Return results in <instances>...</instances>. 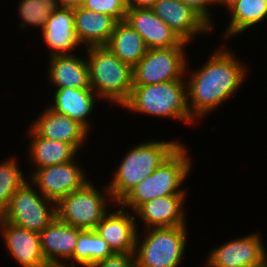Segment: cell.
<instances>
[{
  "label": "cell",
  "mask_w": 267,
  "mask_h": 267,
  "mask_svg": "<svg viewBox=\"0 0 267 267\" xmlns=\"http://www.w3.org/2000/svg\"><path fill=\"white\" fill-rule=\"evenodd\" d=\"M187 197L188 195H167L145 202L134 212L137 229L141 223H144L143 229L188 224L185 207Z\"/></svg>",
  "instance_id": "9a60e30c"
},
{
  "label": "cell",
  "mask_w": 267,
  "mask_h": 267,
  "mask_svg": "<svg viewBox=\"0 0 267 267\" xmlns=\"http://www.w3.org/2000/svg\"><path fill=\"white\" fill-rule=\"evenodd\" d=\"M52 102L46 104L58 114L68 116L81 124L89 133L93 128L91 115L97 101H101L92 89L59 88L53 90ZM98 98V99H97Z\"/></svg>",
  "instance_id": "ffe728a7"
},
{
  "label": "cell",
  "mask_w": 267,
  "mask_h": 267,
  "mask_svg": "<svg viewBox=\"0 0 267 267\" xmlns=\"http://www.w3.org/2000/svg\"><path fill=\"white\" fill-rule=\"evenodd\" d=\"M125 21L143 38L148 49L177 47L183 42L150 8L128 9Z\"/></svg>",
  "instance_id": "d6986e66"
},
{
  "label": "cell",
  "mask_w": 267,
  "mask_h": 267,
  "mask_svg": "<svg viewBox=\"0 0 267 267\" xmlns=\"http://www.w3.org/2000/svg\"><path fill=\"white\" fill-rule=\"evenodd\" d=\"M245 267H267V266H245Z\"/></svg>",
  "instance_id": "d590c367"
},
{
  "label": "cell",
  "mask_w": 267,
  "mask_h": 267,
  "mask_svg": "<svg viewBox=\"0 0 267 267\" xmlns=\"http://www.w3.org/2000/svg\"><path fill=\"white\" fill-rule=\"evenodd\" d=\"M0 236L20 267H50L41 250L39 233L16 226L0 216Z\"/></svg>",
  "instance_id": "5bb4252c"
},
{
  "label": "cell",
  "mask_w": 267,
  "mask_h": 267,
  "mask_svg": "<svg viewBox=\"0 0 267 267\" xmlns=\"http://www.w3.org/2000/svg\"><path fill=\"white\" fill-rule=\"evenodd\" d=\"M75 35L84 48L106 46L117 21L109 15L97 13L82 6L74 8Z\"/></svg>",
  "instance_id": "603a6c76"
},
{
  "label": "cell",
  "mask_w": 267,
  "mask_h": 267,
  "mask_svg": "<svg viewBox=\"0 0 267 267\" xmlns=\"http://www.w3.org/2000/svg\"><path fill=\"white\" fill-rule=\"evenodd\" d=\"M19 157H10L0 161V215L9 206L15 191L20 188L27 180L28 174H24ZM21 169V170H20Z\"/></svg>",
  "instance_id": "4316f807"
},
{
  "label": "cell",
  "mask_w": 267,
  "mask_h": 267,
  "mask_svg": "<svg viewBox=\"0 0 267 267\" xmlns=\"http://www.w3.org/2000/svg\"><path fill=\"white\" fill-rule=\"evenodd\" d=\"M111 204L116 203L107 184L100 189L91 180L56 203V217L79 229L95 230L97 224L111 210Z\"/></svg>",
  "instance_id": "52a82bcc"
},
{
  "label": "cell",
  "mask_w": 267,
  "mask_h": 267,
  "mask_svg": "<svg viewBox=\"0 0 267 267\" xmlns=\"http://www.w3.org/2000/svg\"><path fill=\"white\" fill-rule=\"evenodd\" d=\"M82 7L112 16L117 22L125 20L128 10L126 0H84Z\"/></svg>",
  "instance_id": "f1b7e54d"
},
{
  "label": "cell",
  "mask_w": 267,
  "mask_h": 267,
  "mask_svg": "<svg viewBox=\"0 0 267 267\" xmlns=\"http://www.w3.org/2000/svg\"><path fill=\"white\" fill-rule=\"evenodd\" d=\"M188 45L183 41L177 47L147 49L146 54L132 68L133 86L186 80Z\"/></svg>",
  "instance_id": "9c48e42d"
},
{
  "label": "cell",
  "mask_w": 267,
  "mask_h": 267,
  "mask_svg": "<svg viewBox=\"0 0 267 267\" xmlns=\"http://www.w3.org/2000/svg\"><path fill=\"white\" fill-rule=\"evenodd\" d=\"M84 0H57V6L76 8L82 6Z\"/></svg>",
  "instance_id": "d6a6232c"
},
{
  "label": "cell",
  "mask_w": 267,
  "mask_h": 267,
  "mask_svg": "<svg viewBox=\"0 0 267 267\" xmlns=\"http://www.w3.org/2000/svg\"><path fill=\"white\" fill-rule=\"evenodd\" d=\"M78 54L55 55L49 57L48 82L54 90L59 88L92 89L89 82V68L84 57Z\"/></svg>",
  "instance_id": "44dd1931"
},
{
  "label": "cell",
  "mask_w": 267,
  "mask_h": 267,
  "mask_svg": "<svg viewBox=\"0 0 267 267\" xmlns=\"http://www.w3.org/2000/svg\"><path fill=\"white\" fill-rule=\"evenodd\" d=\"M182 143L180 140H147L130 146L115 169L107 187L117 204L132 188L166 160Z\"/></svg>",
  "instance_id": "3957f363"
},
{
  "label": "cell",
  "mask_w": 267,
  "mask_h": 267,
  "mask_svg": "<svg viewBox=\"0 0 267 267\" xmlns=\"http://www.w3.org/2000/svg\"><path fill=\"white\" fill-rule=\"evenodd\" d=\"M30 122V127L43 138L71 144L78 152L88 141L89 133L81 124L66 115L58 114L47 105Z\"/></svg>",
  "instance_id": "e0dca14e"
},
{
  "label": "cell",
  "mask_w": 267,
  "mask_h": 267,
  "mask_svg": "<svg viewBox=\"0 0 267 267\" xmlns=\"http://www.w3.org/2000/svg\"><path fill=\"white\" fill-rule=\"evenodd\" d=\"M121 108L139 115L178 120L190 126L197 123L187 107L186 80L133 86L129 99Z\"/></svg>",
  "instance_id": "277c9868"
},
{
  "label": "cell",
  "mask_w": 267,
  "mask_h": 267,
  "mask_svg": "<svg viewBox=\"0 0 267 267\" xmlns=\"http://www.w3.org/2000/svg\"><path fill=\"white\" fill-rule=\"evenodd\" d=\"M181 3L195 11L213 30L216 23L212 9L215 6V0H179ZM211 8V9H210ZM215 23V24H214ZM214 26V27H213Z\"/></svg>",
  "instance_id": "f546056e"
},
{
  "label": "cell",
  "mask_w": 267,
  "mask_h": 267,
  "mask_svg": "<svg viewBox=\"0 0 267 267\" xmlns=\"http://www.w3.org/2000/svg\"><path fill=\"white\" fill-rule=\"evenodd\" d=\"M106 47L132 68L148 49L143 38L125 20L116 23Z\"/></svg>",
  "instance_id": "d4e9b609"
},
{
  "label": "cell",
  "mask_w": 267,
  "mask_h": 267,
  "mask_svg": "<svg viewBox=\"0 0 267 267\" xmlns=\"http://www.w3.org/2000/svg\"><path fill=\"white\" fill-rule=\"evenodd\" d=\"M113 208L115 210L109 211L103 217L95 231L108 243L114 253H134L138 231L135 213L117 204L113 205Z\"/></svg>",
  "instance_id": "ac0fdd59"
},
{
  "label": "cell",
  "mask_w": 267,
  "mask_h": 267,
  "mask_svg": "<svg viewBox=\"0 0 267 267\" xmlns=\"http://www.w3.org/2000/svg\"><path fill=\"white\" fill-rule=\"evenodd\" d=\"M89 68L90 87L103 101L122 106L133 88L132 67L106 46L83 48Z\"/></svg>",
  "instance_id": "5b68a950"
},
{
  "label": "cell",
  "mask_w": 267,
  "mask_h": 267,
  "mask_svg": "<svg viewBox=\"0 0 267 267\" xmlns=\"http://www.w3.org/2000/svg\"><path fill=\"white\" fill-rule=\"evenodd\" d=\"M262 234L249 233L219 244L209 251L205 267L267 266V248Z\"/></svg>",
  "instance_id": "8fae6325"
},
{
  "label": "cell",
  "mask_w": 267,
  "mask_h": 267,
  "mask_svg": "<svg viewBox=\"0 0 267 267\" xmlns=\"http://www.w3.org/2000/svg\"><path fill=\"white\" fill-rule=\"evenodd\" d=\"M187 226L148 228L143 234L138 229L134 250L136 267H181L188 247Z\"/></svg>",
  "instance_id": "8992f818"
},
{
  "label": "cell",
  "mask_w": 267,
  "mask_h": 267,
  "mask_svg": "<svg viewBox=\"0 0 267 267\" xmlns=\"http://www.w3.org/2000/svg\"><path fill=\"white\" fill-rule=\"evenodd\" d=\"M188 149L187 145L182 142L151 175L132 188L117 205L135 212L142 204L157 197L187 195V188L182 186L186 184L185 181L195 166L192 164L194 160L192 161Z\"/></svg>",
  "instance_id": "7a4b0ae2"
},
{
  "label": "cell",
  "mask_w": 267,
  "mask_h": 267,
  "mask_svg": "<svg viewBox=\"0 0 267 267\" xmlns=\"http://www.w3.org/2000/svg\"><path fill=\"white\" fill-rule=\"evenodd\" d=\"M228 13L231 15L230 21L223 30L226 42L229 38L242 35L249 28L252 29L257 24L259 26L263 21H267V0H236Z\"/></svg>",
  "instance_id": "cb8c5ba5"
},
{
  "label": "cell",
  "mask_w": 267,
  "mask_h": 267,
  "mask_svg": "<svg viewBox=\"0 0 267 267\" xmlns=\"http://www.w3.org/2000/svg\"><path fill=\"white\" fill-rule=\"evenodd\" d=\"M156 0H126L128 9L131 8H151Z\"/></svg>",
  "instance_id": "1f68e13d"
},
{
  "label": "cell",
  "mask_w": 267,
  "mask_h": 267,
  "mask_svg": "<svg viewBox=\"0 0 267 267\" xmlns=\"http://www.w3.org/2000/svg\"><path fill=\"white\" fill-rule=\"evenodd\" d=\"M114 254L99 233L95 230H83L78 235L77 245L73 254V267H92Z\"/></svg>",
  "instance_id": "484cf974"
},
{
  "label": "cell",
  "mask_w": 267,
  "mask_h": 267,
  "mask_svg": "<svg viewBox=\"0 0 267 267\" xmlns=\"http://www.w3.org/2000/svg\"><path fill=\"white\" fill-rule=\"evenodd\" d=\"M0 216L16 226L40 233L56 217V203L45 198L27 180L15 191L9 206Z\"/></svg>",
  "instance_id": "ba28073f"
},
{
  "label": "cell",
  "mask_w": 267,
  "mask_h": 267,
  "mask_svg": "<svg viewBox=\"0 0 267 267\" xmlns=\"http://www.w3.org/2000/svg\"><path fill=\"white\" fill-rule=\"evenodd\" d=\"M78 157L70 162L39 168L28 180L45 198L57 203L90 181V176L86 175L88 171L81 167Z\"/></svg>",
  "instance_id": "30bf717a"
},
{
  "label": "cell",
  "mask_w": 267,
  "mask_h": 267,
  "mask_svg": "<svg viewBox=\"0 0 267 267\" xmlns=\"http://www.w3.org/2000/svg\"><path fill=\"white\" fill-rule=\"evenodd\" d=\"M41 1H47V2H51L57 5V0H41Z\"/></svg>",
  "instance_id": "e575fe53"
},
{
  "label": "cell",
  "mask_w": 267,
  "mask_h": 267,
  "mask_svg": "<svg viewBox=\"0 0 267 267\" xmlns=\"http://www.w3.org/2000/svg\"><path fill=\"white\" fill-rule=\"evenodd\" d=\"M178 37L193 43L197 36H209L213 29L190 7L179 0H156L150 8ZM196 37V38H195Z\"/></svg>",
  "instance_id": "7c38bea8"
},
{
  "label": "cell",
  "mask_w": 267,
  "mask_h": 267,
  "mask_svg": "<svg viewBox=\"0 0 267 267\" xmlns=\"http://www.w3.org/2000/svg\"><path fill=\"white\" fill-rule=\"evenodd\" d=\"M236 0H215V6H221L225 9L226 11H229L230 8L235 4Z\"/></svg>",
  "instance_id": "836d02e7"
},
{
  "label": "cell",
  "mask_w": 267,
  "mask_h": 267,
  "mask_svg": "<svg viewBox=\"0 0 267 267\" xmlns=\"http://www.w3.org/2000/svg\"><path fill=\"white\" fill-rule=\"evenodd\" d=\"M222 45L209 55L199 69L190 70V60L187 61V107L197 122L233 97L243 86L249 73L247 63L241 61L226 44Z\"/></svg>",
  "instance_id": "6da1fadb"
},
{
  "label": "cell",
  "mask_w": 267,
  "mask_h": 267,
  "mask_svg": "<svg viewBox=\"0 0 267 267\" xmlns=\"http://www.w3.org/2000/svg\"><path fill=\"white\" fill-rule=\"evenodd\" d=\"M38 33H41L45 47L48 48L45 50H49V57L72 55L81 48L75 35L74 8L56 6L43 30Z\"/></svg>",
  "instance_id": "2e32d148"
},
{
  "label": "cell",
  "mask_w": 267,
  "mask_h": 267,
  "mask_svg": "<svg viewBox=\"0 0 267 267\" xmlns=\"http://www.w3.org/2000/svg\"><path fill=\"white\" fill-rule=\"evenodd\" d=\"M56 6L54 3L41 0H19L17 7V14L21 20L19 28L24 32L34 27L39 28L41 32Z\"/></svg>",
  "instance_id": "83f0119b"
},
{
  "label": "cell",
  "mask_w": 267,
  "mask_h": 267,
  "mask_svg": "<svg viewBox=\"0 0 267 267\" xmlns=\"http://www.w3.org/2000/svg\"><path fill=\"white\" fill-rule=\"evenodd\" d=\"M26 131L29 137L27 160L30 166L29 176L37 169L62 164L74 160L79 152L69 143L40 137L29 125Z\"/></svg>",
  "instance_id": "7402d4cb"
},
{
  "label": "cell",
  "mask_w": 267,
  "mask_h": 267,
  "mask_svg": "<svg viewBox=\"0 0 267 267\" xmlns=\"http://www.w3.org/2000/svg\"><path fill=\"white\" fill-rule=\"evenodd\" d=\"M92 267H136L134 253H115Z\"/></svg>",
  "instance_id": "4dcf8cb0"
},
{
  "label": "cell",
  "mask_w": 267,
  "mask_h": 267,
  "mask_svg": "<svg viewBox=\"0 0 267 267\" xmlns=\"http://www.w3.org/2000/svg\"><path fill=\"white\" fill-rule=\"evenodd\" d=\"M82 231V229L64 223L55 217L39 233L41 250L50 267H73V254L78 235Z\"/></svg>",
  "instance_id": "4fadbf2b"
}]
</instances>
